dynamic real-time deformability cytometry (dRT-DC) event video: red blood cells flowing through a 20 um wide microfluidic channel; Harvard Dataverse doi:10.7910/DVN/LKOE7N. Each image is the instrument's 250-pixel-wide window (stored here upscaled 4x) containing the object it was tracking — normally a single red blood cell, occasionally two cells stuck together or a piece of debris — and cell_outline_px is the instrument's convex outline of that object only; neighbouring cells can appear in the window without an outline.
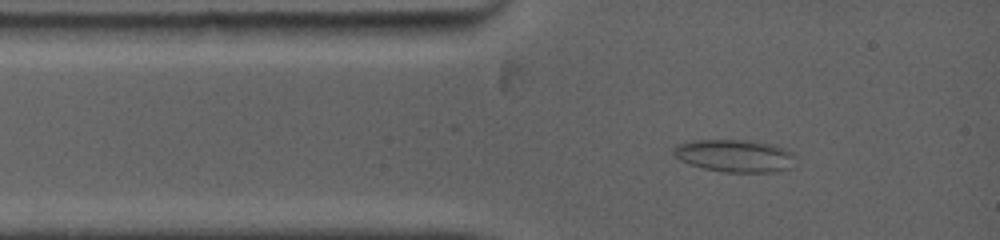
{"species": "common noctule bat (a hibernating species)", "species_latin": "Nyctalus noctula", "temperature_condition": "warm", "stored_images_in_passage": 8, "camera_frame_rate_fps": 5000, "um_per_image_px": 0.085, "animal": {"sex": "female", "body_mass_g": 19.0, "forearm_length_mm": 53.3}, "frame": {"image": 1, "passage_image": 3, "time_ms": 1.0, "image_size_px": [1000, 240], "cell_outline_px": [[792, 168], [776, 172], [724, 172], [704, 168], [688, 164], [680, 160], [672, 152], [672, 148], [676, 144], [692, 140], [740, 140], [768, 144], [784, 148], [792, 152]], "centroid_in_image_um": [62.39, 13.25], "position_along_channel_um": 22.6, "area_um2": 22.95}}
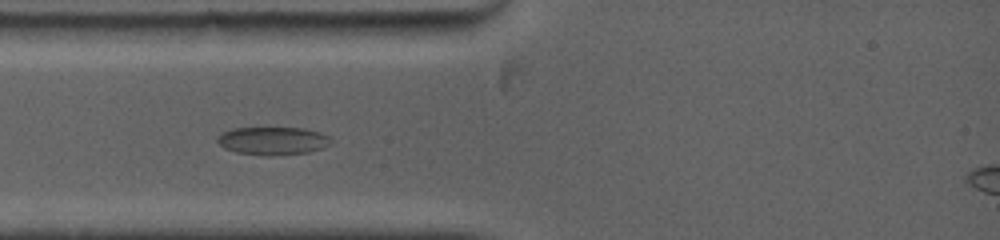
{"frame": {"image": 2, "passage_image": 6, "time_ms": 2.4, "image_size_px": [1000, 240], "cell_outline_px": [[332, 144], [324, 148], [308, 152], [280, 156], [264, 156], [236, 152], [224, 148], [216, 140], [224, 132], [232, 128], [304, 128], [320, 132], [328, 136], [332, 140]], "centroid_in_image_um": [23.24, 11.98], "position_along_channel_um": 61.8, "area_um2": 18.73}}
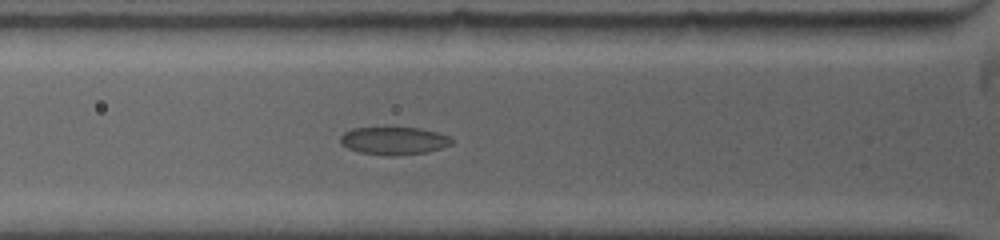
{"frame": {"image": 3, "passage_image": 8, "time_ms": 3.2, "image_size_px": [1000, 240], "cell_outline_px": [[452, 144], [428, 152], [396, 156], [388, 156], [360, 152], [348, 148], [340, 144], [340, 136], [344, 132], [352, 128], [420, 128], [436, 132], [448, 136], [452, 140]], "centroid_in_image_um": [33.46, 11.97], "position_along_channel_um": 92.3, "area_um2": 17.98}}